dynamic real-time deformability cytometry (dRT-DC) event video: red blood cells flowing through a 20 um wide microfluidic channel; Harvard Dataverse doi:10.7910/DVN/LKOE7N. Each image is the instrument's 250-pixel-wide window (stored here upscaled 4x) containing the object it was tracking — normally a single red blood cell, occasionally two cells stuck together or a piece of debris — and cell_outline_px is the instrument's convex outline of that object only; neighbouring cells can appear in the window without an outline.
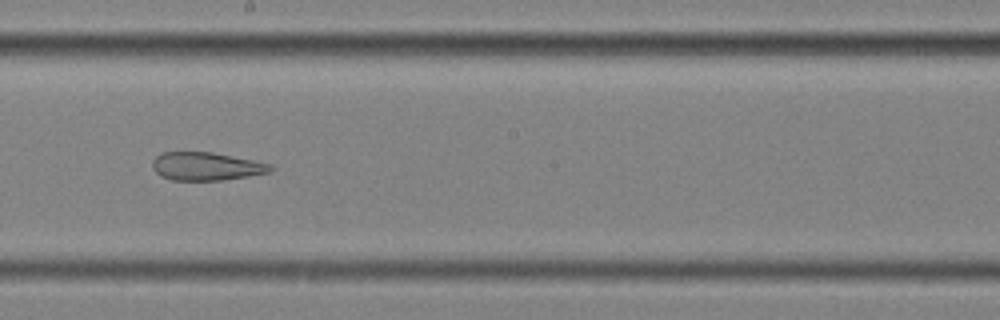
{"species": "common noctule bat (a hibernating species)", "species_latin": "Nyctalus noctula", "temperature_condition": "cold", "stored_images_in_passage": 56, "camera_frame_rate_fps": 3000, "um_per_image_px": 0.085, "animal": {"sex": "female", "body_mass_g": 25.1}, "frame": {"image": 1, "passage_image": 32, "time_ms": 10.333, "image_size_px": [1000, 320], "cell_outline_px": [[276, 168], [268, 172], [248, 176], [220, 180], [172, 180], [160, 176], [152, 168], [152, 160], [160, 152], [212, 152], [272, 164]], "centroid_in_image_um": [17.5, 14.13], "position_along_channel_um": 230.7, "area_um2": 19.36}, "authors_computed_cell_mechanics": {"area_um2": 27.9752, "velocity_mm_per_s": 3.5617, "shape_relaxation_time_tau1_ms": null, "shape_relaxation_time_tau2_ms": 3.8075, "deformation_change_tau1": null, "deformation_change_tau2": 0.1429}}